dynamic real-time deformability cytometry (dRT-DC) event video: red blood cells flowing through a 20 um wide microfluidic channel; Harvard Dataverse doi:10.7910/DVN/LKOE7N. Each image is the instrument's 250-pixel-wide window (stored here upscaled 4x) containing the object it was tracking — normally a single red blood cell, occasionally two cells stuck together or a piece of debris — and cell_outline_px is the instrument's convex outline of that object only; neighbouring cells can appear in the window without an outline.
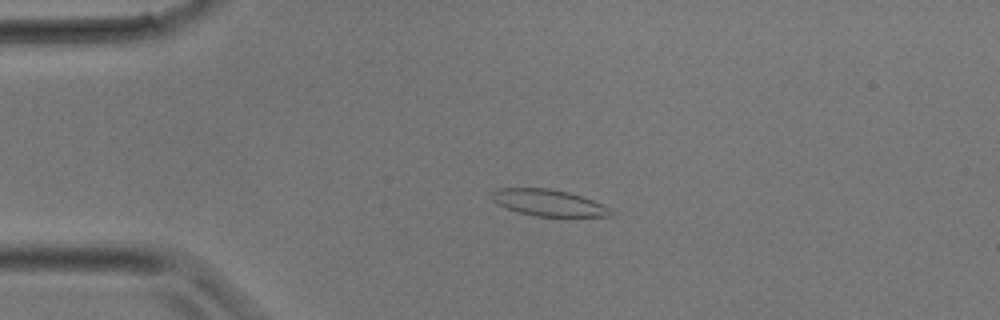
{"species": "common noctule bat (a hibernating species)", "species_latin": "Nyctalus noctula", "temperature_condition": "room temperature", "stored_images_in_passage": 30, "camera_frame_rate_fps": 3000, "um_per_image_px": 0.085, "animal": {"sex": "male", "body_mass_g": 17.9}, "frame": {"image": 1, "passage_image": 5, "time_ms": 1.333, "image_size_px": [1000, 320], "cell_outline_px": [[616, 216], [532, 216], [508, 208], [492, 200], [492, 192], [500, 188], [548, 188], [568, 192], [604, 204], [612, 208]], "centroid_in_image_um": [46.7, 17.24], "position_along_channel_um": 38.3, "area_um2": 18.26}}
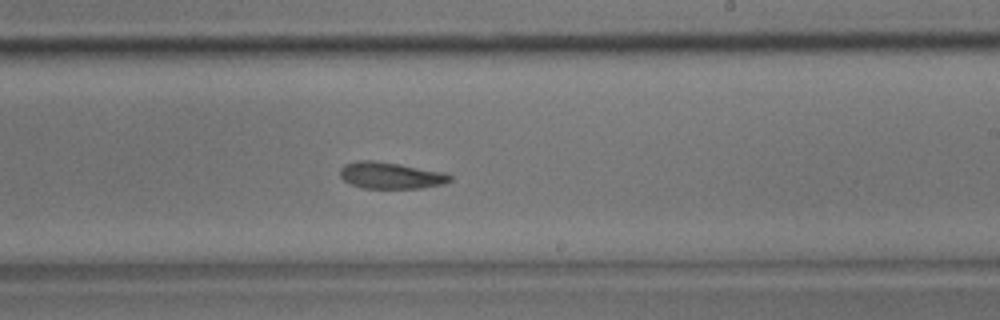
{"frame": {"image": 2, "passage_image": 17, "time_ms": 5.333, "image_size_px": [1000, 320], "cell_outline_px": [[452, 180], [444, 184], [420, 188], [360, 188], [344, 180], [340, 176], [340, 168], [344, 164], [360, 160], [372, 160], [400, 164], [444, 172], [452, 176]], "centroid_in_image_um": [33.21, 14.91], "position_along_channel_um": 255.8, "area_um2": 17.05}}
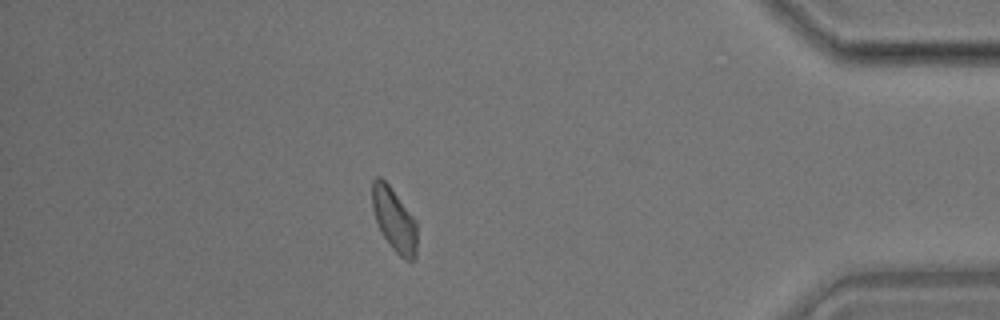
{"frame": {"image": 3, "passage_image": 26, "time_ms": 8.333, "image_size_px": [1000, 320], "cell_outline_px": [[416, 256], [412, 260], [404, 260], [392, 248], [384, 236], [376, 220], [372, 208], [372, 180], [376, 176], [380, 176], [388, 184], [416, 220]], "centroid_in_image_um": [33.5, 18.66], "position_along_channel_um": 401.7, "area_um2": 16.36}}